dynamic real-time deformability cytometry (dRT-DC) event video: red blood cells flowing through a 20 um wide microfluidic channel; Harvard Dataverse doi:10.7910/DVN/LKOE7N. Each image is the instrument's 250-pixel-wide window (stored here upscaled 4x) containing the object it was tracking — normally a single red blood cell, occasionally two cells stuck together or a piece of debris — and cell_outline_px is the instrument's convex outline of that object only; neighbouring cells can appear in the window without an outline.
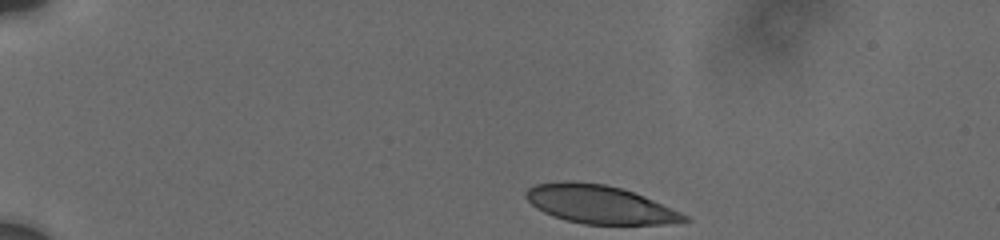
{"species": "human", "species_latin": "Homo sapiens", "temperature_condition": "cold", "stored_images_in_passage": 19, "camera_frame_rate_fps": 3000, "um_per_image_px": 0.085, "donor": {"sex": "male"}, "frame": {"image": 1, "passage_image": 1, "time_ms": 0.0, "image_size_px": [1000, 240], "cell_outline_px": [[692, 220], [664, 224], [584, 224], [564, 220], [552, 216], [536, 208], [524, 196], [524, 192], [528, 188], [536, 184], [560, 180], [572, 180], [604, 184], [620, 188], [644, 196], [680, 212], [688, 216]], "centroid_in_image_um": [50.91, 17.36], "position_along_channel_um": 34.1, "area_um2": 35.37}}
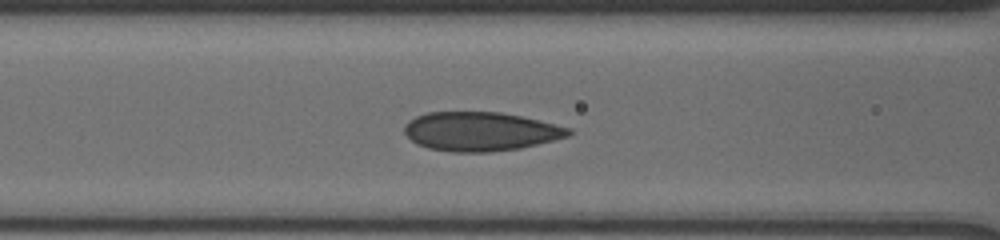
{"frame": {"image": 2, "passage_image": 9, "time_ms": 4.667, "image_size_px": [1000, 240], "cell_outline_px": [[572, 132], [568, 136], [520, 148], [488, 152], [452, 152], [428, 148], [416, 144], [404, 132], [404, 124], [408, 120], [416, 116], [428, 112], [500, 112], [520, 116], [572, 128]], "centroid_in_image_um": [40.8, 11.17], "position_along_channel_um": 125.8, "area_um2": 37.17}}
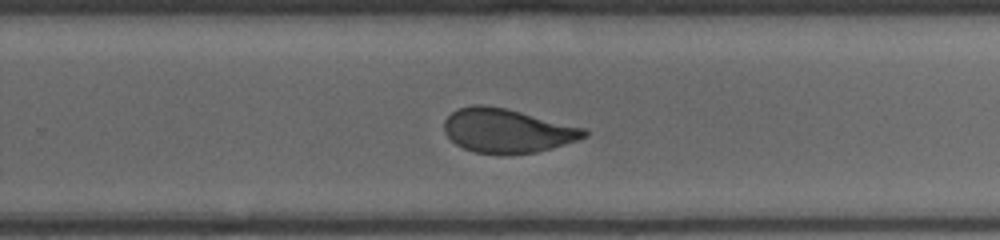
{"frame": {"image": 3, "passage_image": 19, "time_ms": 9.0, "image_size_px": [1000, 240], "cell_outline_px": [[588, 136], [552, 148], [536, 152], [500, 156], [476, 152], [464, 148], [456, 144], [444, 132], [444, 120], [456, 108], [472, 104], [484, 104], [508, 108], [588, 128]], "centroid_in_image_um": [43.12, 11.1], "position_along_channel_um": 286.7, "area_um2": 36.7}}